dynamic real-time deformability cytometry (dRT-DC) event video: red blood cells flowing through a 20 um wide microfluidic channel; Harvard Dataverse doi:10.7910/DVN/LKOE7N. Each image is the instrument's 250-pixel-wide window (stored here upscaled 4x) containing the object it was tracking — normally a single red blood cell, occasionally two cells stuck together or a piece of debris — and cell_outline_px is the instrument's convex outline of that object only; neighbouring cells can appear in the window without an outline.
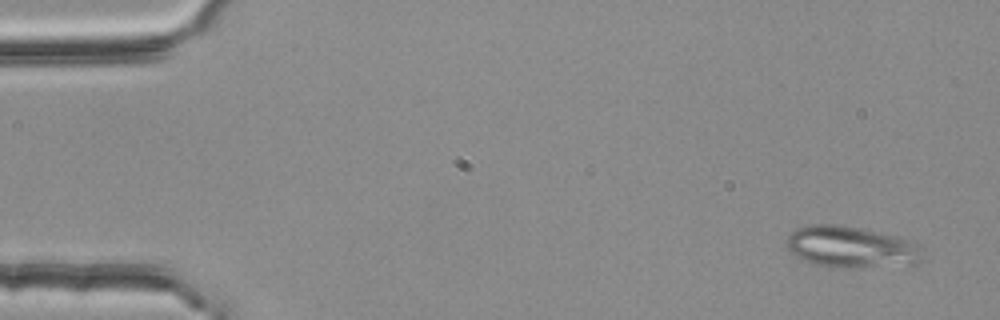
{"species": "common noctule bat (a hibernating species)", "species_latin": "Nyctalus noctula", "temperature_condition": "room temperature", "stored_images_in_passage": 53, "segment_of_instrument_passage": [1, 2], "camera_frame_rate_fps": 3000, "um_per_image_px": 0.085, "animal": {"sex": "female", "body_mass_g": 25.1}, "frame": {"image": 1, "passage_image": 3, "time_ms": 0.667, "image_size_px": [1000, 320], "cell_outline_px": [[920, 260], [916, 264], [844, 268], [828, 268], [804, 260], [796, 256], [788, 248], [788, 236], [796, 228], [812, 224], [836, 224], [896, 236], [920, 244]], "centroid_in_image_um": [72.33, 21.01], "position_along_channel_um": 12.7, "area_um2": 32.48}}